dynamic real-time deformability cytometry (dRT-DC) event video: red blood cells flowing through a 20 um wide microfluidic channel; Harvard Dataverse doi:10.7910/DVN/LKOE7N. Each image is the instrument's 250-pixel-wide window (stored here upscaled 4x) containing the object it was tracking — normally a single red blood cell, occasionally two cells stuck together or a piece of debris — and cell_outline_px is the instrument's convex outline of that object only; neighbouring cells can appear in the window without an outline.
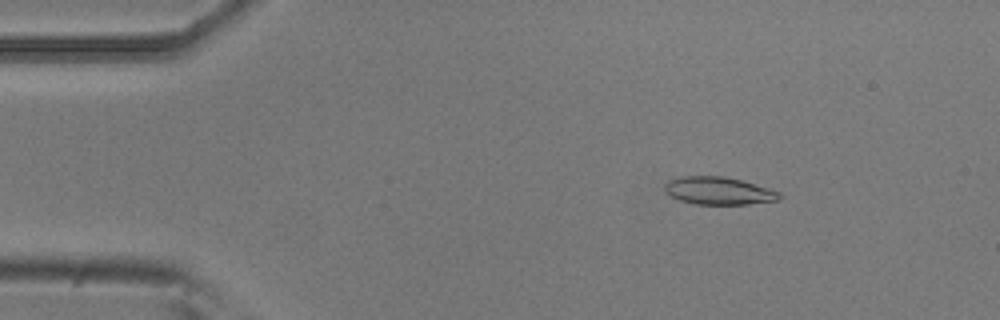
{"species": "common noctule bat (a hibernating species)", "species_latin": "Nyctalus noctula", "temperature_condition": "room temperature", "stored_images_in_passage": 30, "camera_frame_rate_fps": 3000, "um_per_image_px": 0.085, "animal": {"sex": "male", "body_mass_g": 20.5, "forearm_length_mm": 52.5}, "frame": {"image": 1, "passage_image": 8, "time_ms": 2.333, "image_size_px": [1000, 320], "cell_outline_px": [[780, 200], [748, 204], [696, 204], [680, 200], [664, 192], [664, 184], [668, 180], [680, 176], [724, 176], [740, 180], [768, 188], [780, 192]], "centroid_in_image_um": [61.05, 16.21], "position_along_channel_um": 24.0, "area_um2": 18.44}}
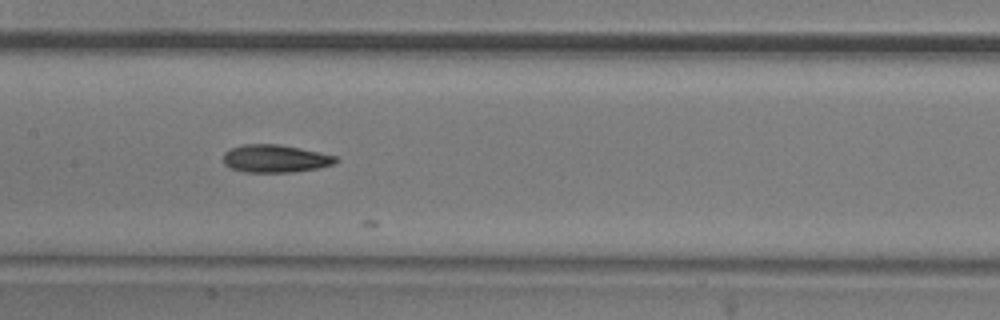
{"frame": {"image": 2, "passage_image": 26, "time_ms": 8.333, "image_size_px": [1000, 320], "cell_outline_px": [[340, 160], [336, 164], [320, 168], [292, 172], [244, 172], [232, 168], [224, 164], [224, 152], [232, 148], [244, 144], [280, 144], [320, 152], [336, 156]], "centroid_in_image_um": [23.45, 13.48], "position_along_channel_um": 183.9, "area_um2": 18.32}}
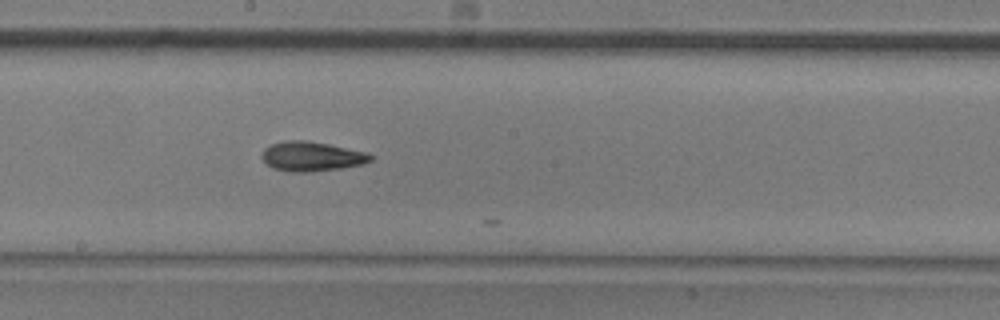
{"frame": {"image": 3, "passage_image": 29, "time_ms": 9.333, "image_size_px": [1000, 320], "cell_outline_px": [[372, 160], [364, 164], [340, 168], [312, 172], [288, 172], [272, 168], [260, 156], [264, 148], [272, 144], [284, 140], [304, 140], [328, 144], [368, 152], [372, 156]], "centroid_in_image_um": [26.48, 13.3], "position_along_channel_um": 221.7, "area_um2": 18.84}}